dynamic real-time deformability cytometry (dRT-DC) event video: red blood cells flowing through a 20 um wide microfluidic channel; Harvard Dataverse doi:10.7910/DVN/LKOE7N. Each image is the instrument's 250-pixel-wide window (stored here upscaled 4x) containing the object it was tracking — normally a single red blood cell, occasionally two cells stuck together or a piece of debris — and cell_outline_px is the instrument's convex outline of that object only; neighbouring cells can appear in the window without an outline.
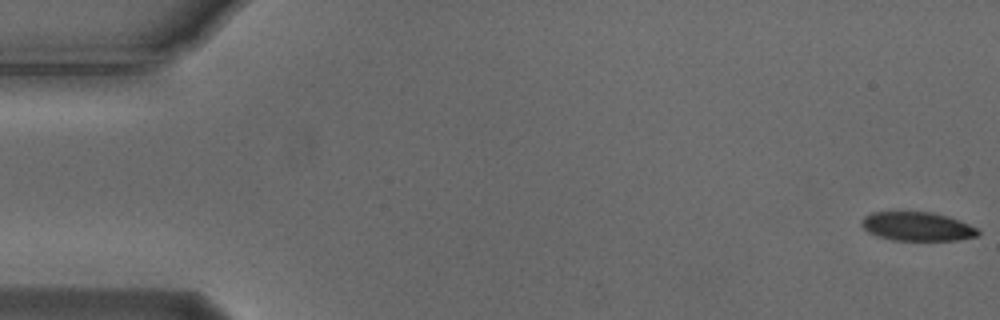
{"species": "Egyptian fruit bat (a non-hibernating species)", "species_latin": "Rousettus aegyptiacus", "temperature_condition": "cold", "stored_images_in_passage": 55, "camera_frame_rate_fps": 3000, "um_per_image_px": 0.085, "animal": {"sex": "male"}, "frame": {"image": 1, "passage_image": 1, "time_ms": 0.0, "image_size_px": [1000, 320], "cell_outline_px": [[980, 232], [976, 236], [956, 240], [892, 240], [876, 236], [868, 232], [860, 224], [860, 220], [864, 216], [872, 212], [932, 212], [948, 216], [968, 224], [976, 228]], "centroid_in_image_um": [77.91, 19.24], "position_along_channel_um": 7.1, "area_um2": 19.54}}
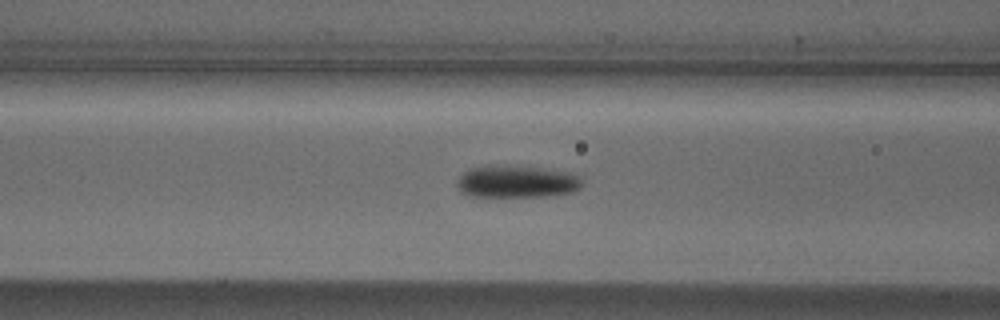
{"frame": {"image": 2, "passage_image": 22, "time_ms": 7.0, "image_size_px": [1000, 320], "cell_outline_px": [[584, 184], [580, 188], [572, 192], [544, 196], [468, 196], [460, 192], [456, 184], [456, 180], [468, 168], [484, 164], [496, 164], [540, 168], [576, 172], [580, 176]], "centroid_in_image_um": [43.91, 15.41], "position_along_channel_um": 122.7, "area_um2": 24.16}}
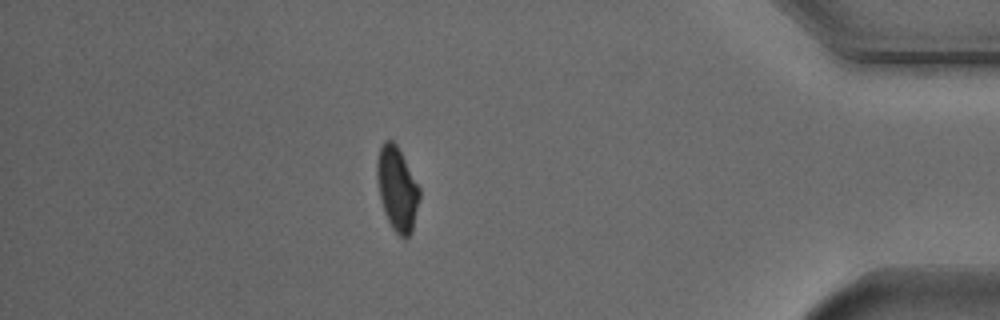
{"frame": {"image": 3, "passage_image": 48, "time_ms": 15.667, "image_size_px": [1000, 320], "cell_outline_px": [[420, 196], [412, 232], [404, 240], [392, 228], [384, 212], [380, 196], [376, 176], [376, 164], [380, 148], [384, 140], [392, 140], [396, 144], [420, 188]], "centroid_in_image_um": [33.75, 16.06], "position_along_channel_um": 401.4, "area_um2": 20.63}, "authors_computed_cell_mechanics": {"area_um2": 22.0218, "velocity_mm_per_s": 3.7299, "shape_relaxation_time_tau1_ms": 3.9353, "shape_relaxation_time_tau2_ms": null, "deformation_change_tau1": 0.1304, "deformation_change_tau2": null}}